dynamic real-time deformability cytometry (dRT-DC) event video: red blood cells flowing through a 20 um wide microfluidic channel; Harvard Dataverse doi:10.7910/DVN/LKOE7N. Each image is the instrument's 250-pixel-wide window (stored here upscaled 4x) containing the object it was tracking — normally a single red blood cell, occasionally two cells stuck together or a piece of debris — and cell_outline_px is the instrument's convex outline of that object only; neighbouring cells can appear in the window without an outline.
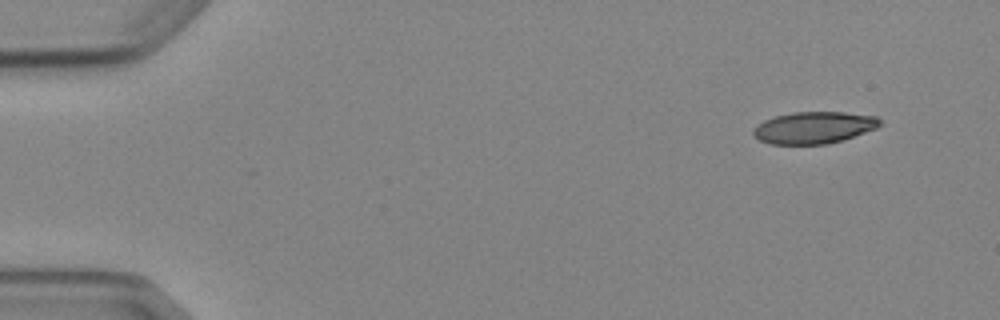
{"species": "Egyptian fruit bat (a non-hibernating species)", "species_latin": "Rousettus aegyptiacus", "temperature_condition": "cold", "stored_images_in_passage": 4, "camera_frame_rate_fps": 3000, "um_per_image_px": 0.085, "animal": {"sex": "female"}, "frame": {"image": 1, "passage_image": 1, "time_ms": 0.0, "image_size_px": [1000, 320], "cell_outline_px": [[884, 124], [876, 128], [844, 140], [828, 144], [772, 144], [760, 140], [752, 132], [756, 124], [764, 120], [776, 116], [792, 112], [844, 112], [876, 116]], "centroid_in_image_um": [69.21, 10.84], "position_along_channel_um": 15.8, "area_um2": 23.58}}
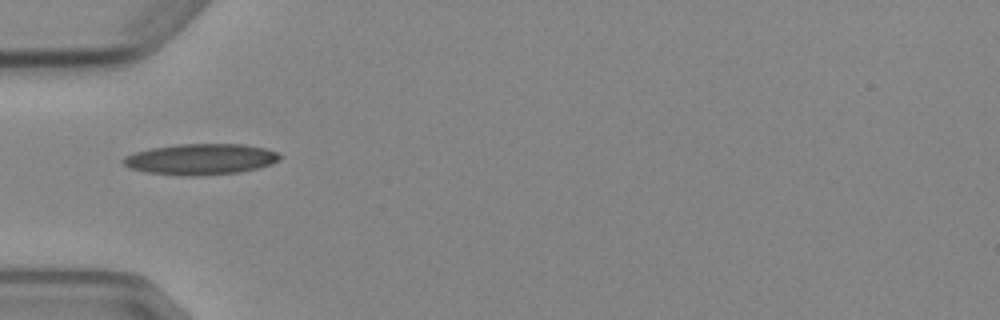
{"frame": {"image": 2, "passage_image": 4, "time_ms": 4.333, "image_size_px": [1000, 320], "cell_outline_px": [[284, 156], [280, 160], [272, 164], [240, 172], [196, 176], [180, 176], [148, 172], [128, 168], [120, 160], [124, 156], [136, 152], [152, 148], [180, 144], [244, 144], [264, 148], [276, 152]], "centroid_in_image_um": [17.07, 13.54], "position_along_channel_um": 67.9, "area_um2": 28.32}}